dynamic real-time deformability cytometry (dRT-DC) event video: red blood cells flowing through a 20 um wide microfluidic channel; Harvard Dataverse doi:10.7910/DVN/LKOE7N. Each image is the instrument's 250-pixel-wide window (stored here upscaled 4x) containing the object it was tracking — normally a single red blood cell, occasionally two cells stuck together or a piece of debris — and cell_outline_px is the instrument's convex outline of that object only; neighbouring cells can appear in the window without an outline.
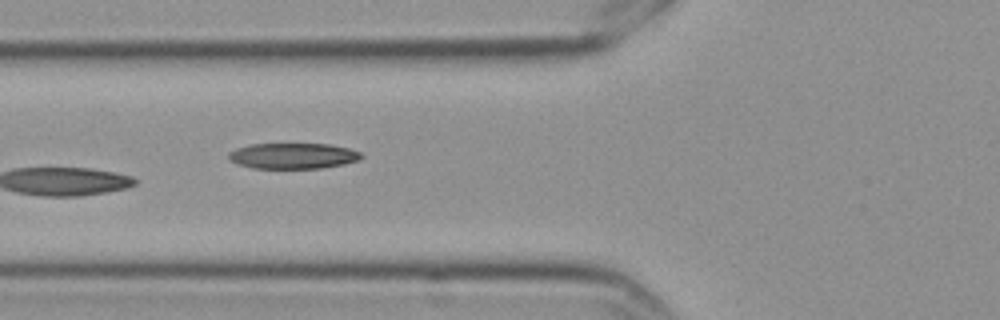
{"species": "Egyptian fruit bat (a non-hibernating species)", "species_latin": "Rousettus aegyptiacus", "temperature_condition": "cold", "stored_images_in_passage": 13, "camera_frame_rate_fps": 3000, "um_per_image_px": 0.085, "frame": {"image": 1, "passage_image": 4, "time_ms": 1.0, "image_size_px": [1000, 320], "cell_outline_px": [[364, 156], [360, 160], [344, 164], [320, 168], [252, 168], [236, 164], [228, 160], [228, 152], [236, 148], [248, 144], [328, 144], [348, 148], [360, 152]], "centroid_in_image_um": [24.87, 13.25], "position_along_channel_um": 100.9, "area_um2": 20.06}}
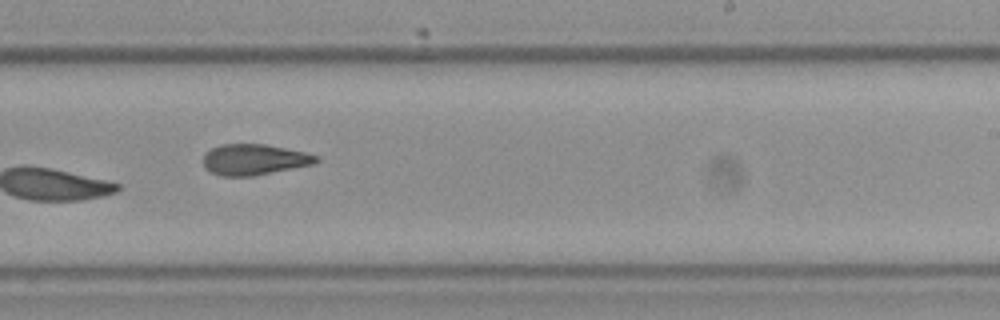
{"frame": {"image": 2, "passage_image": 8, "time_ms": 2.333, "image_size_px": [1000, 320], "cell_outline_px": [[320, 160], [312, 164], [252, 176], [220, 176], [204, 168], [204, 152], [220, 144], [264, 144], [304, 152], [316, 156]], "centroid_in_image_um": [21.55, 13.56], "position_along_channel_um": 267.5, "area_um2": 20.06}}
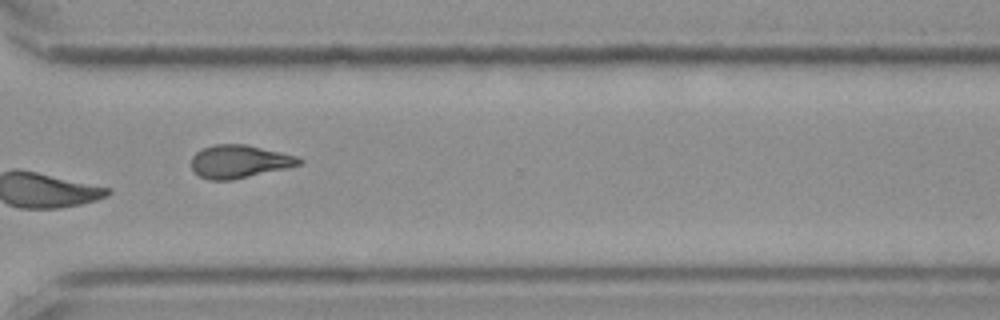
{"frame": {"image": 3, "passage_image": 10, "time_ms": 3.0, "image_size_px": [1000, 320], "cell_outline_px": [[304, 160], [300, 164], [284, 168], [232, 180], [208, 180], [200, 176], [192, 168], [192, 156], [200, 148], [216, 144], [244, 144], [296, 156]], "centroid_in_image_um": [20.29, 13.72], "position_along_channel_um": 350.3, "area_um2": 20.4}}